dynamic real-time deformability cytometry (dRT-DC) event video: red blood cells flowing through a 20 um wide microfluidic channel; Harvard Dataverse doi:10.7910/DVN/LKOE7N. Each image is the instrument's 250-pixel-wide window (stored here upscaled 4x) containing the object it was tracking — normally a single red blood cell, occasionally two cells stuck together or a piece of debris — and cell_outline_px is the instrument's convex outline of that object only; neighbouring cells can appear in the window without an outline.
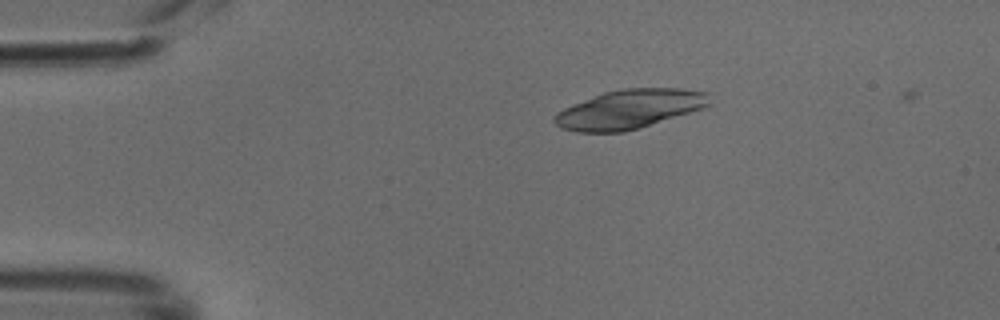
{"species": "common noctule bat (a hibernating species)", "species_latin": "Nyctalus noctula", "temperature_condition": "cold", "stored_images_in_passage": 42, "camera_frame_rate_fps": 3000, "um_per_image_px": 0.085, "animal": {"sex": "male", "body_mass_g": 18.8}, "frame": {"image": 1, "passage_image": 3, "time_ms": 0.667, "image_size_px": [1000, 320], "cell_outline_px": [[712, 104], [640, 128], [624, 132], [576, 132], [560, 128], [552, 120], [556, 112], [564, 108], [604, 92], [624, 88], [680, 88], [708, 92]], "centroid_in_image_um": [53.48, 9.28], "position_along_channel_um": 31.5, "area_um2": 35.08}}